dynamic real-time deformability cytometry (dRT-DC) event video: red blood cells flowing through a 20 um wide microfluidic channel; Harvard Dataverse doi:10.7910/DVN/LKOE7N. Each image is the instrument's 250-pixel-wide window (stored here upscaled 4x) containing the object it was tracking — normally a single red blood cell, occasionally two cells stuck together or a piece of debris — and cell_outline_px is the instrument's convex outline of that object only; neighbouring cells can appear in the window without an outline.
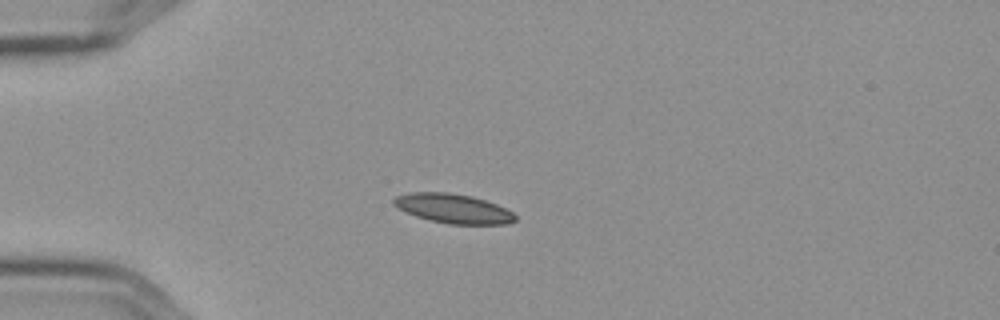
{"species": "Egyptian fruit bat (a non-hibernating species)", "species_latin": "Rousettus aegyptiacus", "temperature_condition": "cold", "stored_images_in_passage": 7, "camera_frame_rate_fps": 3000, "um_per_image_px": 0.085, "frame": {"image": 1, "passage_image": 5, "time_ms": 1.333, "image_size_px": [1000, 320], "cell_outline_px": [[516, 220], [508, 224], [448, 224], [428, 220], [416, 216], [396, 208], [392, 204], [392, 200], [396, 196], [408, 192], [448, 192], [472, 196], [496, 204], [512, 212], [516, 216]], "centroid_in_image_um": [38.48, 17.72], "position_along_channel_um": 46.5, "area_um2": 20.92}}
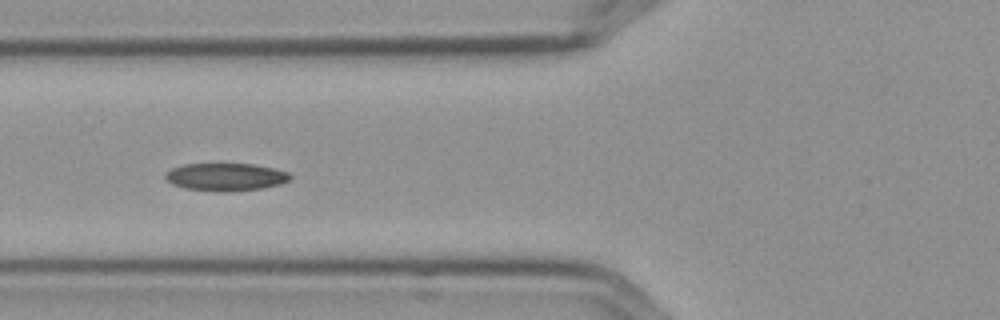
{"frame": {"image": 2, "passage_image": 7, "time_ms": 2.0, "image_size_px": [1000, 320], "cell_outline_px": [[292, 176], [288, 180], [280, 184], [260, 188], [228, 192], [220, 192], [184, 188], [172, 184], [164, 176], [172, 168], [184, 164], [252, 164], [272, 168], [288, 172]], "centroid_in_image_um": [19.17, 15.04], "position_along_channel_um": 106.6, "area_um2": 19.94}}